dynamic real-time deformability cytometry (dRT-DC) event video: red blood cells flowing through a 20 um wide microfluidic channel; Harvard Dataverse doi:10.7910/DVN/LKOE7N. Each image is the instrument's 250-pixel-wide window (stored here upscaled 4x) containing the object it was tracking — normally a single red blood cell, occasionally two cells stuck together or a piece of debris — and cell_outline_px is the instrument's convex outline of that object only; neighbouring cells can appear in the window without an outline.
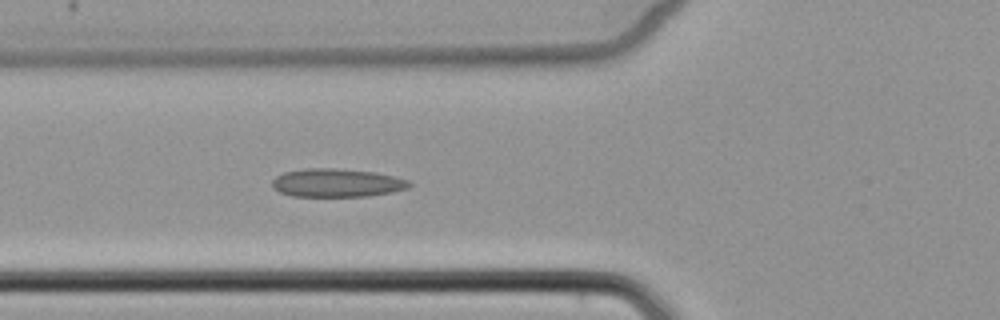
{"species": "common noctule bat (a hibernating species)", "species_latin": "Nyctalus noctula", "temperature_condition": "cold", "stored_images_in_passage": 6, "camera_frame_rate_fps": 3000, "um_per_image_px": 0.085, "animal": {"sex": "female", "body_mass_g": 22.7, "forearm_length_mm": 54.2}, "frame": {"image": 1, "passage_image": 6, "time_ms": 5.667, "image_size_px": [1000, 320], "cell_outline_px": [[412, 184], [408, 188], [392, 192], [368, 196], [292, 196], [280, 192], [272, 188], [272, 180], [276, 176], [284, 172], [304, 168], [336, 168], [376, 172], [408, 180]], "centroid_in_image_um": [28.61, 15.54], "position_along_channel_um": 97.2, "area_um2": 22.72}}